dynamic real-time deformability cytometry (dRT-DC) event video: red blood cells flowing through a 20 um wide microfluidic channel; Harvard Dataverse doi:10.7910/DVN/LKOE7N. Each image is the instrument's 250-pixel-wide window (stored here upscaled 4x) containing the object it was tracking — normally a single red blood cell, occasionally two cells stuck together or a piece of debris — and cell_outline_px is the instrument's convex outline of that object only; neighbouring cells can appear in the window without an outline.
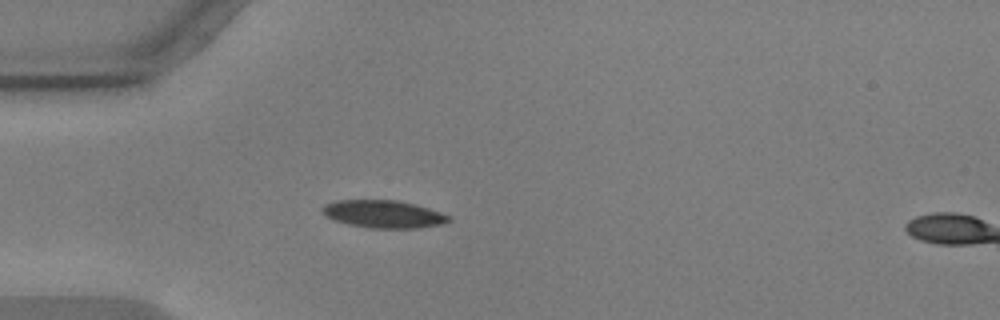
{"species": "common noctule bat (a hibernating species)", "species_latin": "Nyctalus noctula", "temperature_condition": "warm", "stored_images_in_passage": 18, "camera_frame_rate_fps": 3000, "um_per_image_px": 0.085, "animal": {"sex": "male", "body_mass_g": 17.9, "forearm_length_mm": 54.2}, "frame": {"image": 1, "passage_image": 16, "time_ms": 5.0, "image_size_px": [1000, 320], "cell_outline_px": [[452, 220], [444, 224], [416, 228], [372, 228], [348, 224], [336, 220], [328, 216], [320, 208], [324, 204], [336, 200], [400, 200], [416, 204], [452, 216]], "centroid_in_image_um": [32.65, 18.19], "position_along_channel_um": 52.3, "area_um2": 20.4}}